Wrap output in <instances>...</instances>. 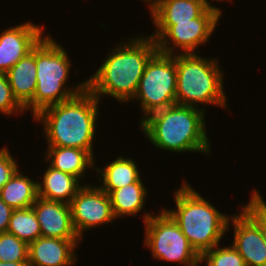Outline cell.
I'll return each instance as SVG.
<instances>
[{
	"label": "cell",
	"mask_w": 266,
	"mask_h": 266,
	"mask_svg": "<svg viewBox=\"0 0 266 266\" xmlns=\"http://www.w3.org/2000/svg\"><path fill=\"white\" fill-rule=\"evenodd\" d=\"M128 40L113 47L96 72L86 79V88L99 100L105 95L123 103L133 100L147 63L158 51L150 35Z\"/></svg>",
	"instance_id": "1"
},
{
	"label": "cell",
	"mask_w": 266,
	"mask_h": 266,
	"mask_svg": "<svg viewBox=\"0 0 266 266\" xmlns=\"http://www.w3.org/2000/svg\"><path fill=\"white\" fill-rule=\"evenodd\" d=\"M100 100L87 88L71 99L42 109L33 118L41 122L47 147H73L94 157L93 140Z\"/></svg>",
	"instance_id": "2"
},
{
	"label": "cell",
	"mask_w": 266,
	"mask_h": 266,
	"mask_svg": "<svg viewBox=\"0 0 266 266\" xmlns=\"http://www.w3.org/2000/svg\"><path fill=\"white\" fill-rule=\"evenodd\" d=\"M205 114V108L175 104L149 114L139 125L156 148L209 155Z\"/></svg>",
	"instance_id": "3"
},
{
	"label": "cell",
	"mask_w": 266,
	"mask_h": 266,
	"mask_svg": "<svg viewBox=\"0 0 266 266\" xmlns=\"http://www.w3.org/2000/svg\"><path fill=\"white\" fill-rule=\"evenodd\" d=\"M174 200L176 208L164 210L200 256L217 246L229 231L230 217L221 213L186 181L174 192Z\"/></svg>",
	"instance_id": "4"
},
{
	"label": "cell",
	"mask_w": 266,
	"mask_h": 266,
	"mask_svg": "<svg viewBox=\"0 0 266 266\" xmlns=\"http://www.w3.org/2000/svg\"><path fill=\"white\" fill-rule=\"evenodd\" d=\"M71 61L62 45L50 35L36 45V80L34 98L24 107L33 117L42 109L71 99L86 88V80L76 87L66 85L69 78Z\"/></svg>",
	"instance_id": "5"
},
{
	"label": "cell",
	"mask_w": 266,
	"mask_h": 266,
	"mask_svg": "<svg viewBox=\"0 0 266 266\" xmlns=\"http://www.w3.org/2000/svg\"><path fill=\"white\" fill-rule=\"evenodd\" d=\"M199 55L176 53L177 104L200 108L198 104L206 103L228 108L223 85L224 73L218 60Z\"/></svg>",
	"instance_id": "6"
},
{
	"label": "cell",
	"mask_w": 266,
	"mask_h": 266,
	"mask_svg": "<svg viewBox=\"0 0 266 266\" xmlns=\"http://www.w3.org/2000/svg\"><path fill=\"white\" fill-rule=\"evenodd\" d=\"M145 246L152 252V258L159 261L177 262L185 266H199L200 255L190 245L178 224L162 208L158 215L143 212Z\"/></svg>",
	"instance_id": "7"
},
{
	"label": "cell",
	"mask_w": 266,
	"mask_h": 266,
	"mask_svg": "<svg viewBox=\"0 0 266 266\" xmlns=\"http://www.w3.org/2000/svg\"><path fill=\"white\" fill-rule=\"evenodd\" d=\"M176 79V54L157 51L147 63L132 100H139L138 103L144 113L140 122L155 111L177 104Z\"/></svg>",
	"instance_id": "8"
},
{
	"label": "cell",
	"mask_w": 266,
	"mask_h": 266,
	"mask_svg": "<svg viewBox=\"0 0 266 266\" xmlns=\"http://www.w3.org/2000/svg\"><path fill=\"white\" fill-rule=\"evenodd\" d=\"M221 15V9L209 6L199 17L190 22L155 25L156 32L154 34L152 32L150 36L156 41L159 52L175 55L179 49L180 54L195 53L200 45L207 44L206 42L212 37Z\"/></svg>",
	"instance_id": "9"
},
{
	"label": "cell",
	"mask_w": 266,
	"mask_h": 266,
	"mask_svg": "<svg viewBox=\"0 0 266 266\" xmlns=\"http://www.w3.org/2000/svg\"><path fill=\"white\" fill-rule=\"evenodd\" d=\"M238 214L230 216L234 227L232 246L244 259L246 266H266L263 239V208L251 197ZM232 217V218H231Z\"/></svg>",
	"instance_id": "10"
},
{
	"label": "cell",
	"mask_w": 266,
	"mask_h": 266,
	"mask_svg": "<svg viewBox=\"0 0 266 266\" xmlns=\"http://www.w3.org/2000/svg\"><path fill=\"white\" fill-rule=\"evenodd\" d=\"M72 224L76 234L83 240V233L91 228L115 221L109 194L99 186L84 185L71 203Z\"/></svg>",
	"instance_id": "11"
},
{
	"label": "cell",
	"mask_w": 266,
	"mask_h": 266,
	"mask_svg": "<svg viewBox=\"0 0 266 266\" xmlns=\"http://www.w3.org/2000/svg\"><path fill=\"white\" fill-rule=\"evenodd\" d=\"M38 24L27 21L5 29L0 34V73H6L25 57L44 37Z\"/></svg>",
	"instance_id": "12"
},
{
	"label": "cell",
	"mask_w": 266,
	"mask_h": 266,
	"mask_svg": "<svg viewBox=\"0 0 266 266\" xmlns=\"http://www.w3.org/2000/svg\"><path fill=\"white\" fill-rule=\"evenodd\" d=\"M32 208L43 237L80 239L72 224L70 204L38 197Z\"/></svg>",
	"instance_id": "13"
},
{
	"label": "cell",
	"mask_w": 266,
	"mask_h": 266,
	"mask_svg": "<svg viewBox=\"0 0 266 266\" xmlns=\"http://www.w3.org/2000/svg\"><path fill=\"white\" fill-rule=\"evenodd\" d=\"M81 239H59L40 236L29 243L30 266H72L77 262L75 254Z\"/></svg>",
	"instance_id": "14"
},
{
	"label": "cell",
	"mask_w": 266,
	"mask_h": 266,
	"mask_svg": "<svg viewBox=\"0 0 266 266\" xmlns=\"http://www.w3.org/2000/svg\"><path fill=\"white\" fill-rule=\"evenodd\" d=\"M36 46L7 72L6 76L16 100L25 107L33 98L37 86Z\"/></svg>",
	"instance_id": "15"
},
{
	"label": "cell",
	"mask_w": 266,
	"mask_h": 266,
	"mask_svg": "<svg viewBox=\"0 0 266 266\" xmlns=\"http://www.w3.org/2000/svg\"><path fill=\"white\" fill-rule=\"evenodd\" d=\"M209 6L204 0H162L149 14L154 25H175L199 17Z\"/></svg>",
	"instance_id": "16"
},
{
	"label": "cell",
	"mask_w": 266,
	"mask_h": 266,
	"mask_svg": "<svg viewBox=\"0 0 266 266\" xmlns=\"http://www.w3.org/2000/svg\"><path fill=\"white\" fill-rule=\"evenodd\" d=\"M45 161L64 173L77 177L80 182L87 169H95L94 157L86 150L73 147H47Z\"/></svg>",
	"instance_id": "17"
},
{
	"label": "cell",
	"mask_w": 266,
	"mask_h": 266,
	"mask_svg": "<svg viewBox=\"0 0 266 266\" xmlns=\"http://www.w3.org/2000/svg\"><path fill=\"white\" fill-rule=\"evenodd\" d=\"M43 175L42 181H38L37 186L38 197L45 200L70 204L82 187L77 177L54 169L50 165Z\"/></svg>",
	"instance_id": "18"
},
{
	"label": "cell",
	"mask_w": 266,
	"mask_h": 266,
	"mask_svg": "<svg viewBox=\"0 0 266 266\" xmlns=\"http://www.w3.org/2000/svg\"><path fill=\"white\" fill-rule=\"evenodd\" d=\"M137 166L138 165L133 159L126 156H119L116 160H112V162L108 163L102 169L95 167L96 173L99 172L101 175L98 182L102 181V184L98 186L103 191L110 194L113 190L139 181L142 175Z\"/></svg>",
	"instance_id": "19"
},
{
	"label": "cell",
	"mask_w": 266,
	"mask_h": 266,
	"mask_svg": "<svg viewBox=\"0 0 266 266\" xmlns=\"http://www.w3.org/2000/svg\"><path fill=\"white\" fill-rule=\"evenodd\" d=\"M0 198L13 210L30 208L38 198L37 182L17 170L0 188Z\"/></svg>",
	"instance_id": "20"
},
{
	"label": "cell",
	"mask_w": 266,
	"mask_h": 266,
	"mask_svg": "<svg viewBox=\"0 0 266 266\" xmlns=\"http://www.w3.org/2000/svg\"><path fill=\"white\" fill-rule=\"evenodd\" d=\"M148 190L143 185L142 179L113 190L110 194L112 210L115 218L138 215L146 202Z\"/></svg>",
	"instance_id": "21"
},
{
	"label": "cell",
	"mask_w": 266,
	"mask_h": 266,
	"mask_svg": "<svg viewBox=\"0 0 266 266\" xmlns=\"http://www.w3.org/2000/svg\"><path fill=\"white\" fill-rule=\"evenodd\" d=\"M7 232L28 244L42 236L33 208L13 210Z\"/></svg>",
	"instance_id": "22"
},
{
	"label": "cell",
	"mask_w": 266,
	"mask_h": 266,
	"mask_svg": "<svg viewBox=\"0 0 266 266\" xmlns=\"http://www.w3.org/2000/svg\"><path fill=\"white\" fill-rule=\"evenodd\" d=\"M29 244L9 232L0 234V261H28Z\"/></svg>",
	"instance_id": "23"
},
{
	"label": "cell",
	"mask_w": 266,
	"mask_h": 266,
	"mask_svg": "<svg viewBox=\"0 0 266 266\" xmlns=\"http://www.w3.org/2000/svg\"><path fill=\"white\" fill-rule=\"evenodd\" d=\"M200 261H206L207 266H246L244 259L232 244L223 248L218 244L212 249L206 250L200 256Z\"/></svg>",
	"instance_id": "24"
},
{
	"label": "cell",
	"mask_w": 266,
	"mask_h": 266,
	"mask_svg": "<svg viewBox=\"0 0 266 266\" xmlns=\"http://www.w3.org/2000/svg\"><path fill=\"white\" fill-rule=\"evenodd\" d=\"M20 112L24 113L25 108L14 97L6 73H0V113L11 116Z\"/></svg>",
	"instance_id": "25"
},
{
	"label": "cell",
	"mask_w": 266,
	"mask_h": 266,
	"mask_svg": "<svg viewBox=\"0 0 266 266\" xmlns=\"http://www.w3.org/2000/svg\"><path fill=\"white\" fill-rule=\"evenodd\" d=\"M7 146L0 149V188L3 187L19 169Z\"/></svg>",
	"instance_id": "26"
},
{
	"label": "cell",
	"mask_w": 266,
	"mask_h": 266,
	"mask_svg": "<svg viewBox=\"0 0 266 266\" xmlns=\"http://www.w3.org/2000/svg\"><path fill=\"white\" fill-rule=\"evenodd\" d=\"M13 209L0 198V234L7 232Z\"/></svg>",
	"instance_id": "27"
},
{
	"label": "cell",
	"mask_w": 266,
	"mask_h": 266,
	"mask_svg": "<svg viewBox=\"0 0 266 266\" xmlns=\"http://www.w3.org/2000/svg\"><path fill=\"white\" fill-rule=\"evenodd\" d=\"M251 197L266 211V202L263 200V197L258 190H253Z\"/></svg>",
	"instance_id": "28"
},
{
	"label": "cell",
	"mask_w": 266,
	"mask_h": 266,
	"mask_svg": "<svg viewBox=\"0 0 266 266\" xmlns=\"http://www.w3.org/2000/svg\"><path fill=\"white\" fill-rule=\"evenodd\" d=\"M0 266H30L29 261H19V262H1Z\"/></svg>",
	"instance_id": "29"
},
{
	"label": "cell",
	"mask_w": 266,
	"mask_h": 266,
	"mask_svg": "<svg viewBox=\"0 0 266 266\" xmlns=\"http://www.w3.org/2000/svg\"><path fill=\"white\" fill-rule=\"evenodd\" d=\"M144 2H147L149 6L150 12H152L160 3L162 0H143Z\"/></svg>",
	"instance_id": "30"
},
{
	"label": "cell",
	"mask_w": 266,
	"mask_h": 266,
	"mask_svg": "<svg viewBox=\"0 0 266 266\" xmlns=\"http://www.w3.org/2000/svg\"><path fill=\"white\" fill-rule=\"evenodd\" d=\"M263 239L266 248V211L263 209Z\"/></svg>",
	"instance_id": "31"
},
{
	"label": "cell",
	"mask_w": 266,
	"mask_h": 266,
	"mask_svg": "<svg viewBox=\"0 0 266 266\" xmlns=\"http://www.w3.org/2000/svg\"><path fill=\"white\" fill-rule=\"evenodd\" d=\"M206 3H208L210 6H213L212 4H211V1L210 2H208V0H204ZM215 1H217V0H215ZM218 1H224V0H218ZM230 1V0H229Z\"/></svg>",
	"instance_id": "32"
}]
</instances>
